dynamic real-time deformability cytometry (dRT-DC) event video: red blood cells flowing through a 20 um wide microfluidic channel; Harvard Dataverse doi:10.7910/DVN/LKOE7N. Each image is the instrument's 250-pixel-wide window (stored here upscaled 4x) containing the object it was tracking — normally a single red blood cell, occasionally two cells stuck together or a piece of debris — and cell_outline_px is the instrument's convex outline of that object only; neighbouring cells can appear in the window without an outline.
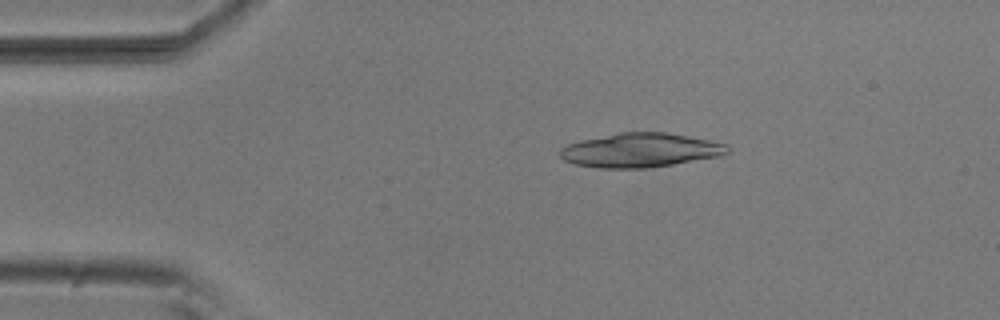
{"species": "common noctule bat (a hibernating species)", "species_latin": "Nyctalus noctula", "temperature_condition": "room temperature", "stored_images_in_passage": 50, "camera_frame_rate_fps": 3000, "um_per_image_px": 0.085, "animal": {"sex": "male", "body_mass_g": 20.5, "forearm_length_mm": 52.5}, "frame": {"image": 1, "passage_image": 7, "time_ms": 2.0, "image_size_px": [1000, 320], "cell_outline_px": [[728, 152], [720, 156], [648, 168], [600, 168], [576, 164], [564, 160], [560, 156], [560, 148], [568, 144], [580, 140], [620, 132], [664, 132], [688, 136], [728, 144]], "centroid_in_image_um": [54.41, 12.76], "position_along_channel_um": 30.6, "area_um2": 33.12}}